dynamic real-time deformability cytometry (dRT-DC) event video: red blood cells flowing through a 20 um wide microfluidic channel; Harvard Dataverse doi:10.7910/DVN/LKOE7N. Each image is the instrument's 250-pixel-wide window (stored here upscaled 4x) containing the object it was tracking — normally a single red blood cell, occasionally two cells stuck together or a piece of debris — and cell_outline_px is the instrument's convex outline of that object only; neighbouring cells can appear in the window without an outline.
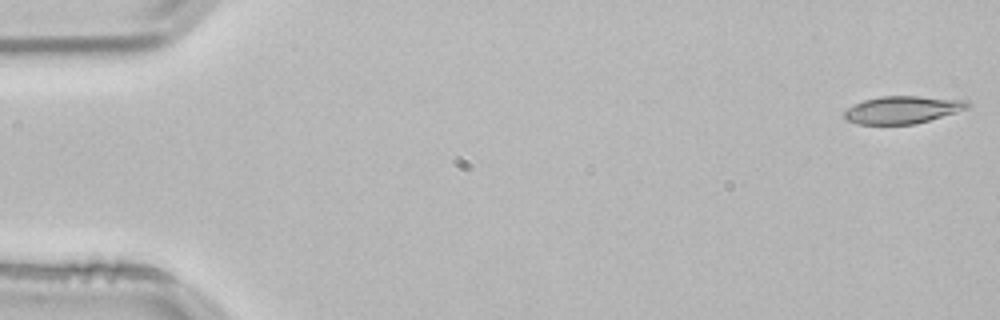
{"species": "common noctule bat (a hibernating species)", "species_latin": "Nyctalus noctula", "temperature_condition": "room temperature", "stored_images_in_passage": 53, "camera_frame_rate_fps": 3000, "um_per_image_px": 0.085, "animal": {"sex": "male", "body_mass_g": 21.5, "forearm_length_mm": 52.0}, "frame": {"image": 1, "passage_image": 1, "time_ms": 0.0, "image_size_px": [1000, 320], "cell_outline_px": [[968, 108], [956, 112], [916, 124], [856, 124], [848, 120], [844, 116], [844, 112], [848, 108], [864, 100], [880, 96], [916, 96], [968, 100]], "centroid_in_image_um": [76.71, 9.33], "position_along_channel_um": 8.3, "area_um2": 19.54}}
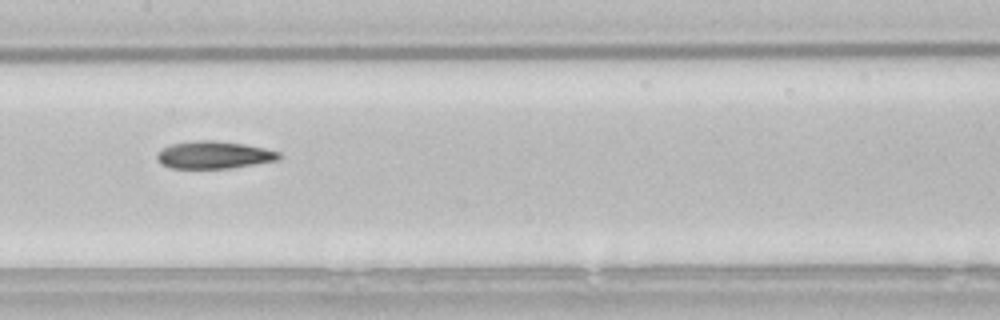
{"frame": {"image": 2, "passage_image": 26, "time_ms": 8.333, "image_size_px": [1000, 320], "cell_outline_px": [[284, 156], [280, 160], [228, 168], [172, 168], [160, 164], [156, 160], [156, 152], [160, 148], [172, 144], [196, 140], [216, 140], [244, 144], [264, 148], [280, 152]], "centroid_in_image_um": [18.17, 13.16], "position_along_channel_um": 189.2, "area_um2": 19.77}}
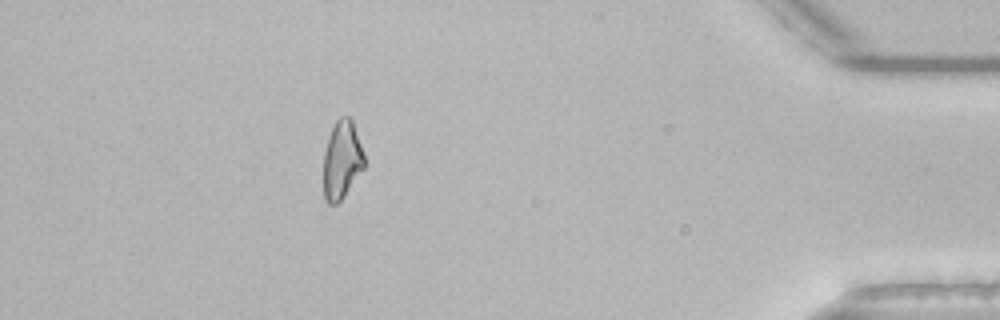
{"frame": {"image": 3, "passage_image": 47, "time_ms": 15.333, "image_size_px": [1000, 320], "cell_outline_px": [[364, 168], [344, 196], [336, 204], [328, 204], [324, 196], [324, 152], [328, 136], [336, 120], [340, 116], [348, 116], [352, 120], [364, 152]], "centroid_in_image_um": [29.06, 13.58], "position_along_channel_um": 406.1, "area_um2": 18.55}, "authors_computed_cell_mechanics": {"area_um2": 19.5364, "velocity_mm_per_s": 3.8429, "shape_relaxation_time_tau1_ms": 9.177, "shape_relaxation_time_tau2_ms": 10.5587, "deformation_change_tau1": 0.2141, "deformation_change_tau2": 0.2317}}